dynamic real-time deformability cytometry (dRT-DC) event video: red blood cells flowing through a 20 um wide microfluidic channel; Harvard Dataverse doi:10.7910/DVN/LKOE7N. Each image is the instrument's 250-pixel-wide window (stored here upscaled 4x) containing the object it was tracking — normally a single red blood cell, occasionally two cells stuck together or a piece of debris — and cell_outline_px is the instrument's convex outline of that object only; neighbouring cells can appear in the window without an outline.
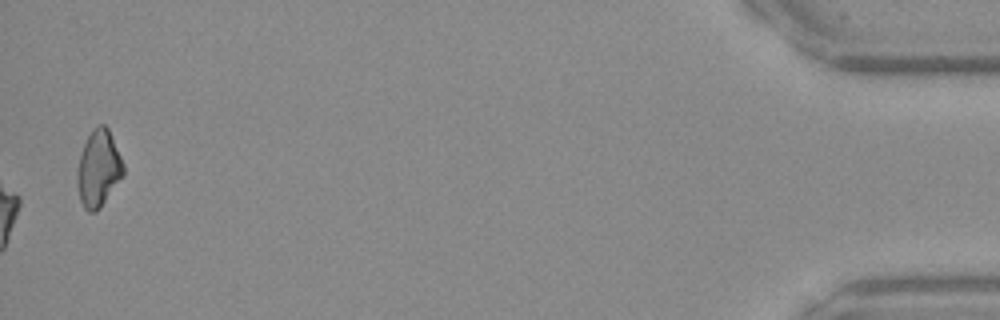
{"species": "Egyptian fruit bat (a non-hibernating species)", "species_latin": "Rousettus aegyptiacus", "temperature_condition": "warm", "stored_images_in_passage": 36, "camera_frame_rate_fps": 3000, "um_per_image_px": 0.085, "frame": {"image": 1, "passage_image": 36, "time_ms": 11.667, "image_size_px": [1000, 320], "cell_outline_px": [[124, 176], [100, 208], [96, 212], [88, 212], [84, 208], [80, 200], [76, 184], [76, 172], [80, 156], [84, 144], [92, 128], [96, 124], [104, 124], [108, 128], [124, 164]], "centroid_in_image_um": [8.37, 14.34], "position_along_channel_um": 426.8, "area_um2": 20.87}}